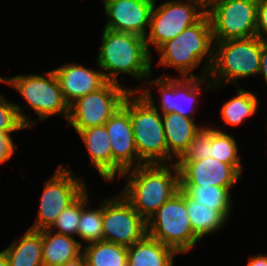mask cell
Listing matches in <instances>:
<instances>
[{
    "label": "cell",
    "instance_id": "1",
    "mask_svg": "<svg viewBox=\"0 0 267 266\" xmlns=\"http://www.w3.org/2000/svg\"><path fill=\"white\" fill-rule=\"evenodd\" d=\"M101 47L96 58V64L102 70L107 82L120 84L118 77L130 75L142 84L130 88L137 92L152 75L153 56L149 53L144 38L125 32H117L104 28Z\"/></svg>",
    "mask_w": 267,
    "mask_h": 266
},
{
    "label": "cell",
    "instance_id": "2",
    "mask_svg": "<svg viewBox=\"0 0 267 266\" xmlns=\"http://www.w3.org/2000/svg\"><path fill=\"white\" fill-rule=\"evenodd\" d=\"M123 177L127 181L119 193L146 222L180 188L176 163L144 164L123 172Z\"/></svg>",
    "mask_w": 267,
    "mask_h": 266
},
{
    "label": "cell",
    "instance_id": "3",
    "mask_svg": "<svg viewBox=\"0 0 267 266\" xmlns=\"http://www.w3.org/2000/svg\"><path fill=\"white\" fill-rule=\"evenodd\" d=\"M159 66L171 67L179 73L177 77H209L214 61V38L208 14H204L196 23L185 28L177 37L165 42L157 50ZM204 68L200 76L192 72L203 58Z\"/></svg>",
    "mask_w": 267,
    "mask_h": 266
},
{
    "label": "cell",
    "instance_id": "4",
    "mask_svg": "<svg viewBox=\"0 0 267 266\" xmlns=\"http://www.w3.org/2000/svg\"><path fill=\"white\" fill-rule=\"evenodd\" d=\"M260 56L261 39L257 36L214 41V61L209 70L213 91L224 88L229 82L238 87L237 80L258 75Z\"/></svg>",
    "mask_w": 267,
    "mask_h": 266
},
{
    "label": "cell",
    "instance_id": "5",
    "mask_svg": "<svg viewBox=\"0 0 267 266\" xmlns=\"http://www.w3.org/2000/svg\"><path fill=\"white\" fill-rule=\"evenodd\" d=\"M152 75L145 81L143 86L147 88H140L139 93L154 109H157L161 114L170 112L178 113L183 117L195 119L196 109L199 104V95L201 91H209L213 88V82L209 77H171L169 75H161L158 78ZM207 85L202 88V84ZM157 87L159 96H161L157 105L153 99V92L151 87Z\"/></svg>",
    "mask_w": 267,
    "mask_h": 266
},
{
    "label": "cell",
    "instance_id": "6",
    "mask_svg": "<svg viewBox=\"0 0 267 266\" xmlns=\"http://www.w3.org/2000/svg\"><path fill=\"white\" fill-rule=\"evenodd\" d=\"M137 94L129 93V114L139 158L145 164L176 163L167 150L162 114Z\"/></svg>",
    "mask_w": 267,
    "mask_h": 266
},
{
    "label": "cell",
    "instance_id": "7",
    "mask_svg": "<svg viewBox=\"0 0 267 266\" xmlns=\"http://www.w3.org/2000/svg\"><path fill=\"white\" fill-rule=\"evenodd\" d=\"M147 234L173 248L188 253L201 240L194 234L186 208V193L179 190L149 218Z\"/></svg>",
    "mask_w": 267,
    "mask_h": 266
},
{
    "label": "cell",
    "instance_id": "8",
    "mask_svg": "<svg viewBox=\"0 0 267 266\" xmlns=\"http://www.w3.org/2000/svg\"><path fill=\"white\" fill-rule=\"evenodd\" d=\"M8 85L12 86L27 102L26 108L32 109L44 122L54 115H62L66 121L69 117V105L66 103L59 81L53 70L40 74H17L7 77Z\"/></svg>",
    "mask_w": 267,
    "mask_h": 266
},
{
    "label": "cell",
    "instance_id": "9",
    "mask_svg": "<svg viewBox=\"0 0 267 266\" xmlns=\"http://www.w3.org/2000/svg\"><path fill=\"white\" fill-rule=\"evenodd\" d=\"M66 167L59 164L54 174L45 182L36 221L29 229H50L57 216L88 189L85 178L75 175L69 165Z\"/></svg>",
    "mask_w": 267,
    "mask_h": 266
},
{
    "label": "cell",
    "instance_id": "10",
    "mask_svg": "<svg viewBox=\"0 0 267 266\" xmlns=\"http://www.w3.org/2000/svg\"><path fill=\"white\" fill-rule=\"evenodd\" d=\"M130 89L114 82L78 98L69 106L68 125L76 133L83 129L104 125L123 106Z\"/></svg>",
    "mask_w": 267,
    "mask_h": 266
},
{
    "label": "cell",
    "instance_id": "11",
    "mask_svg": "<svg viewBox=\"0 0 267 266\" xmlns=\"http://www.w3.org/2000/svg\"><path fill=\"white\" fill-rule=\"evenodd\" d=\"M151 13L149 29L145 36L146 46L158 49L165 42L177 37L185 28L196 23L205 13L188 0H168L157 5Z\"/></svg>",
    "mask_w": 267,
    "mask_h": 266
},
{
    "label": "cell",
    "instance_id": "12",
    "mask_svg": "<svg viewBox=\"0 0 267 266\" xmlns=\"http://www.w3.org/2000/svg\"><path fill=\"white\" fill-rule=\"evenodd\" d=\"M258 0H222L208 14L214 41L256 36Z\"/></svg>",
    "mask_w": 267,
    "mask_h": 266
},
{
    "label": "cell",
    "instance_id": "13",
    "mask_svg": "<svg viewBox=\"0 0 267 266\" xmlns=\"http://www.w3.org/2000/svg\"><path fill=\"white\" fill-rule=\"evenodd\" d=\"M147 234V222L118 192L103 199V241L130 247Z\"/></svg>",
    "mask_w": 267,
    "mask_h": 266
},
{
    "label": "cell",
    "instance_id": "14",
    "mask_svg": "<svg viewBox=\"0 0 267 266\" xmlns=\"http://www.w3.org/2000/svg\"><path fill=\"white\" fill-rule=\"evenodd\" d=\"M108 132L112 150V181L121 177L122 173L144 165L139 158L133 127L129 114V95L121 106L104 124Z\"/></svg>",
    "mask_w": 267,
    "mask_h": 266
},
{
    "label": "cell",
    "instance_id": "15",
    "mask_svg": "<svg viewBox=\"0 0 267 266\" xmlns=\"http://www.w3.org/2000/svg\"><path fill=\"white\" fill-rule=\"evenodd\" d=\"M180 185H214L233 187L242 179V165H230L208 157L200 160H178Z\"/></svg>",
    "mask_w": 267,
    "mask_h": 266
},
{
    "label": "cell",
    "instance_id": "16",
    "mask_svg": "<svg viewBox=\"0 0 267 266\" xmlns=\"http://www.w3.org/2000/svg\"><path fill=\"white\" fill-rule=\"evenodd\" d=\"M155 0H116L104 8V28L145 38Z\"/></svg>",
    "mask_w": 267,
    "mask_h": 266
},
{
    "label": "cell",
    "instance_id": "17",
    "mask_svg": "<svg viewBox=\"0 0 267 266\" xmlns=\"http://www.w3.org/2000/svg\"><path fill=\"white\" fill-rule=\"evenodd\" d=\"M53 71L69 106L78 98L98 90L107 82L99 66L98 70H94L76 63H65Z\"/></svg>",
    "mask_w": 267,
    "mask_h": 266
},
{
    "label": "cell",
    "instance_id": "18",
    "mask_svg": "<svg viewBox=\"0 0 267 266\" xmlns=\"http://www.w3.org/2000/svg\"><path fill=\"white\" fill-rule=\"evenodd\" d=\"M168 153L178 161L188 150L191 141L206 125H198L195 119L186 118L178 113L162 114Z\"/></svg>",
    "mask_w": 267,
    "mask_h": 266
},
{
    "label": "cell",
    "instance_id": "19",
    "mask_svg": "<svg viewBox=\"0 0 267 266\" xmlns=\"http://www.w3.org/2000/svg\"><path fill=\"white\" fill-rule=\"evenodd\" d=\"M77 134L89 153L93 168L102 179L112 181V150L105 125L83 129Z\"/></svg>",
    "mask_w": 267,
    "mask_h": 266
},
{
    "label": "cell",
    "instance_id": "20",
    "mask_svg": "<svg viewBox=\"0 0 267 266\" xmlns=\"http://www.w3.org/2000/svg\"><path fill=\"white\" fill-rule=\"evenodd\" d=\"M42 261L44 266H61L76 259L83 253L81 241L74 237L59 234L50 229L41 230Z\"/></svg>",
    "mask_w": 267,
    "mask_h": 266
},
{
    "label": "cell",
    "instance_id": "21",
    "mask_svg": "<svg viewBox=\"0 0 267 266\" xmlns=\"http://www.w3.org/2000/svg\"><path fill=\"white\" fill-rule=\"evenodd\" d=\"M178 253L146 234L128 247L127 266H173Z\"/></svg>",
    "mask_w": 267,
    "mask_h": 266
},
{
    "label": "cell",
    "instance_id": "22",
    "mask_svg": "<svg viewBox=\"0 0 267 266\" xmlns=\"http://www.w3.org/2000/svg\"><path fill=\"white\" fill-rule=\"evenodd\" d=\"M4 251L9 266H44L40 231L28 229L20 241L16 239Z\"/></svg>",
    "mask_w": 267,
    "mask_h": 266
},
{
    "label": "cell",
    "instance_id": "23",
    "mask_svg": "<svg viewBox=\"0 0 267 266\" xmlns=\"http://www.w3.org/2000/svg\"><path fill=\"white\" fill-rule=\"evenodd\" d=\"M233 187H218L214 185H180L190 198L197 203L208 206L211 209L219 211L227 220L232 214V192Z\"/></svg>",
    "mask_w": 267,
    "mask_h": 266
},
{
    "label": "cell",
    "instance_id": "24",
    "mask_svg": "<svg viewBox=\"0 0 267 266\" xmlns=\"http://www.w3.org/2000/svg\"><path fill=\"white\" fill-rule=\"evenodd\" d=\"M245 90L238 87L237 95L223 103L220 115L226 126H240L258 111L257 93Z\"/></svg>",
    "mask_w": 267,
    "mask_h": 266
},
{
    "label": "cell",
    "instance_id": "25",
    "mask_svg": "<svg viewBox=\"0 0 267 266\" xmlns=\"http://www.w3.org/2000/svg\"><path fill=\"white\" fill-rule=\"evenodd\" d=\"M186 208L194 234L203 240L204 236L220 231L228 221L219 211L201 205L186 194Z\"/></svg>",
    "mask_w": 267,
    "mask_h": 266
},
{
    "label": "cell",
    "instance_id": "26",
    "mask_svg": "<svg viewBox=\"0 0 267 266\" xmlns=\"http://www.w3.org/2000/svg\"><path fill=\"white\" fill-rule=\"evenodd\" d=\"M88 266H127L128 247L96 241L83 246Z\"/></svg>",
    "mask_w": 267,
    "mask_h": 266
},
{
    "label": "cell",
    "instance_id": "27",
    "mask_svg": "<svg viewBox=\"0 0 267 266\" xmlns=\"http://www.w3.org/2000/svg\"><path fill=\"white\" fill-rule=\"evenodd\" d=\"M87 192L86 189L81 194V217L77 236L85 243L103 241V201L100 202L97 209L91 207L89 209L90 202Z\"/></svg>",
    "mask_w": 267,
    "mask_h": 266
},
{
    "label": "cell",
    "instance_id": "28",
    "mask_svg": "<svg viewBox=\"0 0 267 266\" xmlns=\"http://www.w3.org/2000/svg\"><path fill=\"white\" fill-rule=\"evenodd\" d=\"M236 142L231 134L211 125V157L225 164L242 165Z\"/></svg>",
    "mask_w": 267,
    "mask_h": 266
},
{
    "label": "cell",
    "instance_id": "29",
    "mask_svg": "<svg viewBox=\"0 0 267 266\" xmlns=\"http://www.w3.org/2000/svg\"><path fill=\"white\" fill-rule=\"evenodd\" d=\"M4 97L0 93V132L14 133L32 128L35 121L26 115L25 110H22L24 106L11 103Z\"/></svg>",
    "mask_w": 267,
    "mask_h": 266
},
{
    "label": "cell",
    "instance_id": "30",
    "mask_svg": "<svg viewBox=\"0 0 267 266\" xmlns=\"http://www.w3.org/2000/svg\"><path fill=\"white\" fill-rule=\"evenodd\" d=\"M80 217L81 195L57 216L50 230L59 234L75 237L77 236Z\"/></svg>",
    "mask_w": 267,
    "mask_h": 266
},
{
    "label": "cell",
    "instance_id": "31",
    "mask_svg": "<svg viewBox=\"0 0 267 266\" xmlns=\"http://www.w3.org/2000/svg\"><path fill=\"white\" fill-rule=\"evenodd\" d=\"M211 126H205L191 141L188 150L179 160H200L211 157Z\"/></svg>",
    "mask_w": 267,
    "mask_h": 266
},
{
    "label": "cell",
    "instance_id": "32",
    "mask_svg": "<svg viewBox=\"0 0 267 266\" xmlns=\"http://www.w3.org/2000/svg\"><path fill=\"white\" fill-rule=\"evenodd\" d=\"M256 36L267 41V0H258Z\"/></svg>",
    "mask_w": 267,
    "mask_h": 266
},
{
    "label": "cell",
    "instance_id": "33",
    "mask_svg": "<svg viewBox=\"0 0 267 266\" xmlns=\"http://www.w3.org/2000/svg\"><path fill=\"white\" fill-rule=\"evenodd\" d=\"M11 135L0 132V164H5L14 155L15 145Z\"/></svg>",
    "mask_w": 267,
    "mask_h": 266
},
{
    "label": "cell",
    "instance_id": "34",
    "mask_svg": "<svg viewBox=\"0 0 267 266\" xmlns=\"http://www.w3.org/2000/svg\"><path fill=\"white\" fill-rule=\"evenodd\" d=\"M258 75L264 77L267 87V41L264 40H261L260 70Z\"/></svg>",
    "mask_w": 267,
    "mask_h": 266
},
{
    "label": "cell",
    "instance_id": "35",
    "mask_svg": "<svg viewBox=\"0 0 267 266\" xmlns=\"http://www.w3.org/2000/svg\"><path fill=\"white\" fill-rule=\"evenodd\" d=\"M196 5L203 13H209L222 0H188Z\"/></svg>",
    "mask_w": 267,
    "mask_h": 266
},
{
    "label": "cell",
    "instance_id": "36",
    "mask_svg": "<svg viewBox=\"0 0 267 266\" xmlns=\"http://www.w3.org/2000/svg\"><path fill=\"white\" fill-rule=\"evenodd\" d=\"M246 266H267V254L259 252L257 255L251 256Z\"/></svg>",
    "mask_w": 267,
    "mask_h": 266
},
{
    "label": "cell",
    "instance_id": "37",
    "mask_svg": "<svg viewBox=\"0 0 267 266\" xmlns=\"http://www.w3.org/2000/svg\"><path fill=\"white\" fill-rule=\"evenodd\" d=\"M61 266H88V263H87L85 255L82 253L76 259H73L71 261H67L64 264H62Z\"/></svg>",
    "mask_w": 267,
    "mask_h": 266
},
{
    "label": "cell",
    "instance_id": "38",
    "mask_svg": "<svg viewBox=\"0 0 267 266\" xmlns=\"http://www.w3.org/2000/svg\"><path fill=\"white\" fill-rule=\"evenodd\" d=\"M0 266H9L5 251H0Z\"/></svg>",
    "mask_w": 267,
    "mask_h": 266
},
{
    "label": "cell",
    "instance_id": "39",
    "mask_svg": "<svg viewBox=\"0 0 267 266\" xmlns=\"http://www.w3.org/2000/svg\"><path fill=\"white\" fill-rule=\"evenodd\" d=\"M103 1V7L105 8L106 6H108L110 3L116 1V0H102Z\"/></svg>",
    "mask_w": 267,
    "mask_h": 266
},
{
    "label": "cell",
    "instance_id": "40",
    "mask_svg": "<svg viewBox=\"0 0 267 266\" xmlns=\"http://www.w3.org/2000/svg\"><path fill=\"white\" fill-rule=\"evenodd\" d=\"M0 83H7V76L6 77L0 76Z\"/></svg>",
    "mask_w": 267,
    "mask_h": 266
}]
</instances>
